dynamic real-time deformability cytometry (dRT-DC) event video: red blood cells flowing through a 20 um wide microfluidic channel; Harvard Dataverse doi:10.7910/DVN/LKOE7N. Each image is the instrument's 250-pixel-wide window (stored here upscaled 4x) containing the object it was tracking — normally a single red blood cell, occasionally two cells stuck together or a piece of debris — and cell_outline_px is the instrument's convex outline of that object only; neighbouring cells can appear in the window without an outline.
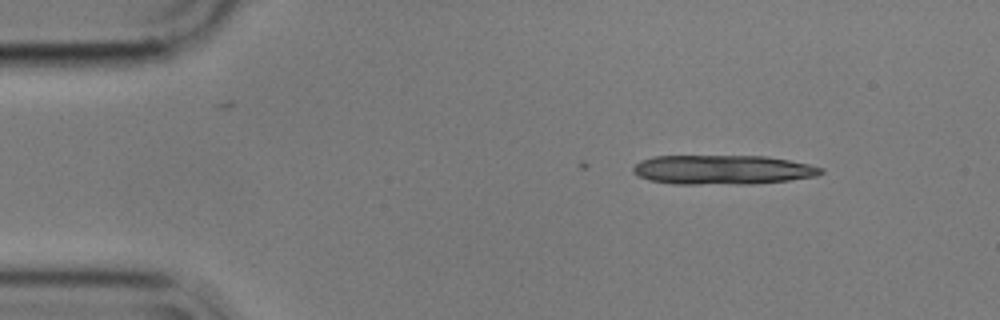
{"species": "common noctule bat (a hibernating species)", "species_latin": "Nyctalus noctula", "temperature_condition": "cold", "stored_images_in_passage": 5, "camera_frame_rate_fps": 3000, "um_per_image_px": 0.085, "animal": {"sex": "male", "body_mass_g": 17.9}, "frame": {"image": 1, "passage_image": 5, "time_ms": 1.333, "image_size_px": [1000, 320], "cell_outline_px": [[824, 172], [816, 176], [788, 180], [752, 184], [672, 184], [648, 180], [632, 172], [632, 168], [640, 160], [652, 156], [764, 156], [788, 160], [808, 164], [824, 168]], "centroid_in_image_um": [61.39, 14.43], "position_along_channel_um": 23.6, "area_um2": 32.25}}